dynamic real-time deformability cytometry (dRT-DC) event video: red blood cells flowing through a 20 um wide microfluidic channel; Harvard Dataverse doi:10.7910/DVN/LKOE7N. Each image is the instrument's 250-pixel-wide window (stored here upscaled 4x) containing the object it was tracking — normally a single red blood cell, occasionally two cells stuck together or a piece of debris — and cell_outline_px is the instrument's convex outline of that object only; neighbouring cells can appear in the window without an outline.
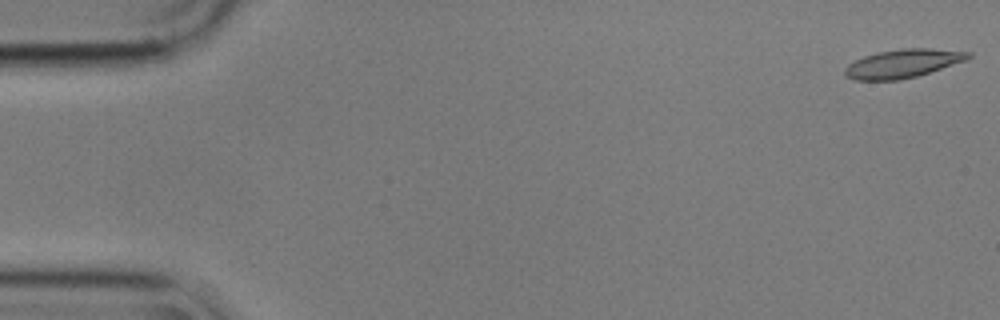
{"species": "common noctule bat (a hibernating species)", "species_latin": "Nyctalus noctula", "temperature_condition": "cold", "stored_images_in_passage": 8, "camera_frame_rate_fps": 3000, "um_per_image_px": 0.085, "animal": {"sex": "male", "body_mass_g": 17.9}, "frame": {"image": 1, "passage_image": 1, "time_ms": 0.0, "image_size_px": [1000, 320], "cell_outline_px": [[972, 56], [968, 60], [916, 76], [900, 80], [856, 80], [848, 76], [844, 72], [844, 68], [848, 64], [864, 56], [880, 52], [900, 48], [932, 48], [972, 52]], "centroid_in_image_um": [76.79, 5.39], "position_along_channel_um": 8.2, "area_um2": 20.46}}
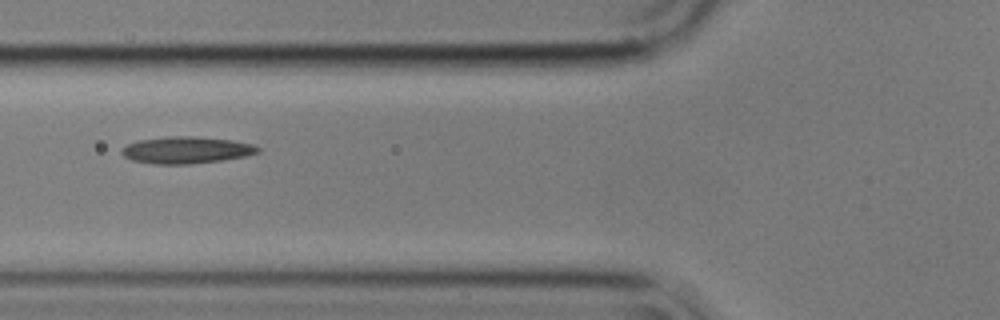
{"frame": {"image": 2, "passage_image": 7, "time_ms": 2.0, "image_size_px": [1000, 320], "cell_outline_px": [[260, 152], [244, 156], [220, 160], [188, 164], [152, 164], [132, 160], [124, 156], [120, 152], [120, 148], [136, 140], [172, 136], [196, 136], [232, 140], [252, 144], [260, 148]], "centroid_in_image_um": [15.79, 12.75], "position_along_channel_um": 110.0, "area_um2": 21.33}}
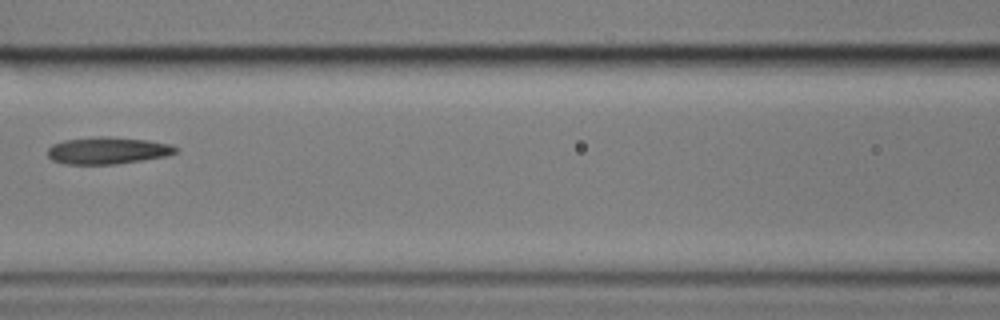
{"frame": {"image": 3, "passage_image": 8, "time_ms": 2.333, "image_size_px": [1000, 320], "cell_outline_px": [[180, 148], [176, 152], [164, 156], [116, 164], [64, 164], [52, 160], [48, 156], [48, 148], [52, 144], [64, 140], [96, 136], [100, 136], [148, 140], [172, 144]], "centroid_in_image_um": [9.13, 12.79], "position_along_channel_um": 157.5, "area_um2": 20.11}}